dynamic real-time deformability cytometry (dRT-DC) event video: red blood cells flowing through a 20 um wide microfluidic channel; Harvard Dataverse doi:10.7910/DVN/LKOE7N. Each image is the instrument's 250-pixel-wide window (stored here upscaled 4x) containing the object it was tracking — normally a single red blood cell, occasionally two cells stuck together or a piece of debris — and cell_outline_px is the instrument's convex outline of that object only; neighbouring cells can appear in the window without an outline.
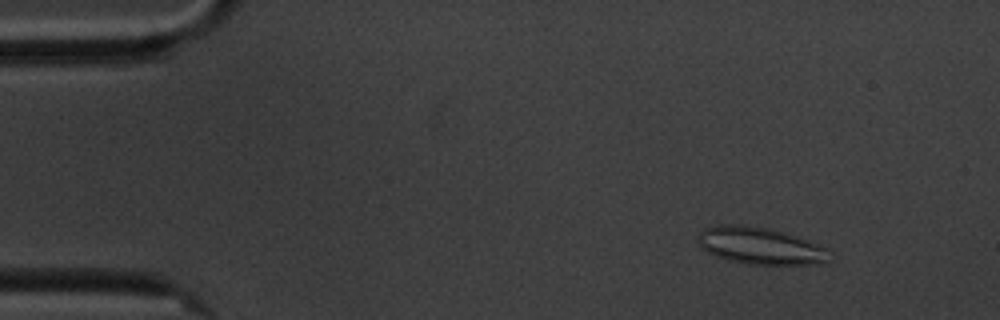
{"species": "common noctule bat (a hibernating species)", "species_latin": "Nyctalus noctula", "temperature_condition": "cold", "stored_images_in_passage": 58, "camera_frame_rate_fps": 3000, "um_per_image_px": 0.085, "animal": {"sex": "male", "body_mass_g": 20.1, "forearm_length_mm": 53.5}, "frame": {"image": 1, "passage_image": 6, "time_ms": 1.667, "image_size_px": [1000, 320], "cell_outline_px": [[828, 264], [748, 264], [728, 260], [716, 256], [700, 248], [696, 240], [700, 232], [704, 228], [720, 224], [744, 224], [768, 228], [796, 236], [808, 240], [824, 248], [828, 260]], "centroid_in_image_um": [64.53, 20.88], "position_along_channel_um": 20.5, "area_um2": 28.26}}
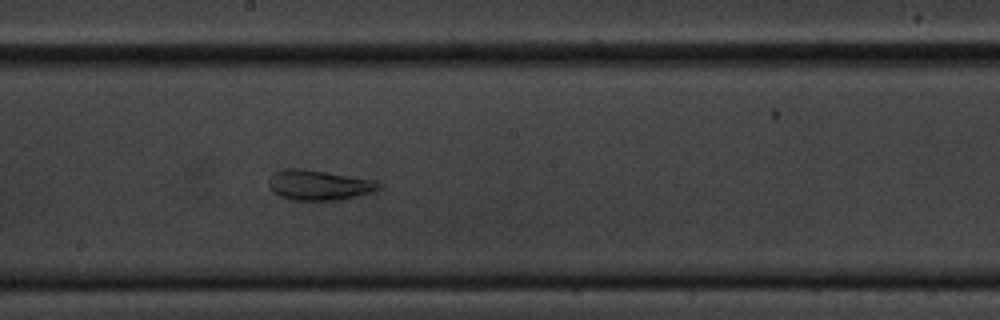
{"frame": {"image": 2, "passage_image": 31, "time_ms": 10.0, "image_size_px": [1000, 320], "cell_outline_px": [[380, 188], [372, 192], [356, 196], [336, 200], [292, 200], [280, 196], [268, 188], [268, 180], [272, 172], [284, 168], [304, 168], [328, 172], [372, 180], [380, 184]], "centroid_in_image_um": [27.02, 15.72], "position_along_channel_um": 221.2, "area_um2": 19.36}}
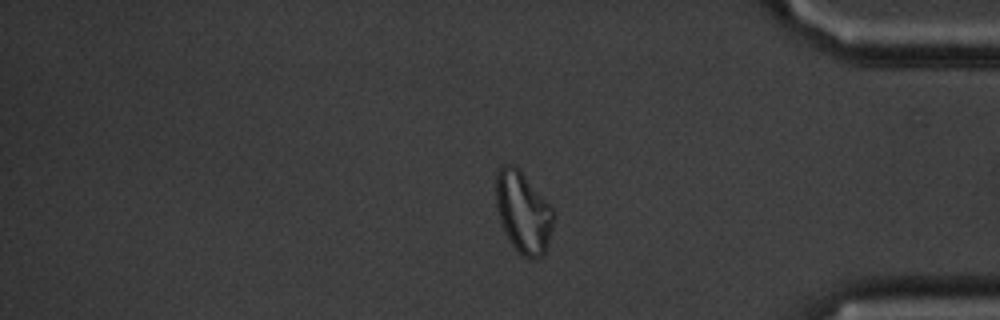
{"frame": {"image": 3, "passage_image": 48, "time_ms": 15.667, "image_size_px": [1000, 320], "cell_outline_px": [[556, 216], [548, 244], [544, 252], [540, 256], [532, 260], [516, 252], [508, 240], [504, 232], [496, 208], [496, 172], [504, 164], [516, 164], [556, 212]], "centroid_in_image_um": [44.47, 18.04], "position_along_channel_um": 390.7, "area_um2": 27.8}, "authors_computed_cell_mechanics": {"area_um2": 26.6169, "velocity_mm_per_s": 3.3926, "shape_relaxation_time_tau1_ms": null, "shape_relaxation_time_tau2_ms": 1.8783, "deformation_change_tau1": null, "deformation_change_tau2": 0.1016}}